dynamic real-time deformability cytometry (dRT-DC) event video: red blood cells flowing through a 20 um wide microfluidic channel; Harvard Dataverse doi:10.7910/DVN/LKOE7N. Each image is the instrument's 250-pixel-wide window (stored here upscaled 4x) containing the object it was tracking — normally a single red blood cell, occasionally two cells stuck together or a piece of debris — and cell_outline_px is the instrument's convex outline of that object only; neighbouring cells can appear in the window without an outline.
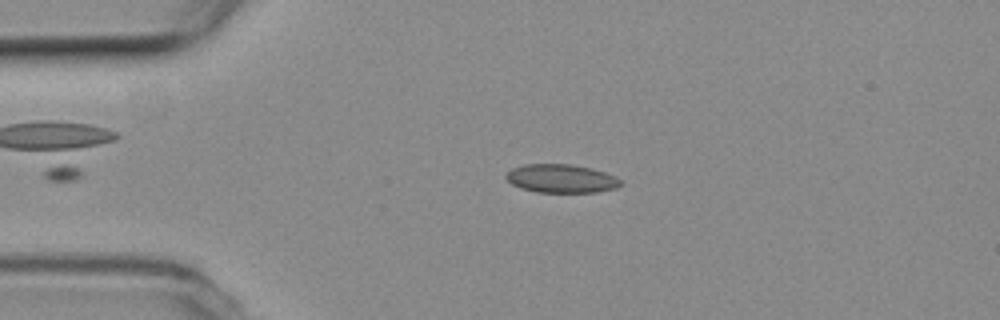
{"species": "common noctule bat (a hibernating species)", "species_latin": "Nyctalus noctula", "temperature_condition": "room temperature", "stored_images_in_passage": 43, "camera_frame_rate_fps": 3000, "um_per_image_px": 0.085, "animal": {"sex": "female", "body_mass_g": 19.3, "forearm_length_mm": 54.1}, "frame": {"image": 1, "passage_image": 4, "time_ms": 1.0, "image_size_px": [1000, 320], "cell_outline_px": [[620, 184], [616, 188], [596, 192], [536, 192], [520, 188], [512, 184], [504, 176], [512, 168], [524, 164], [572, 164], [604, 172], [616, 176], [620, 180]], "centroid_in_image_um": [47.67, 15.18], "position_along_channel_um": 37.3, "area_um2": 18.9}}
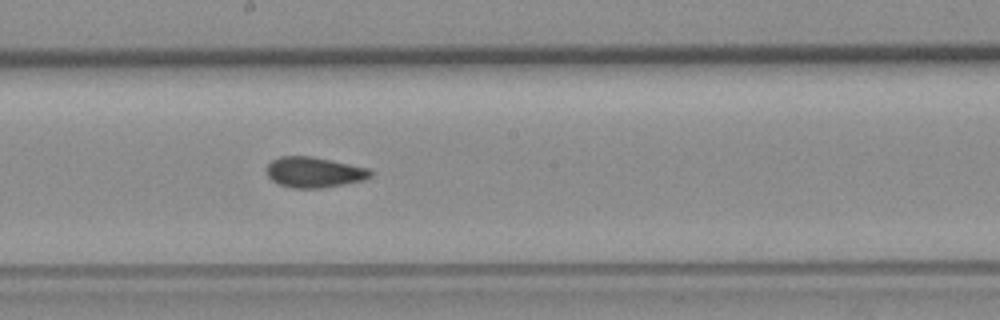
{"frame": {"image": 2, "passage_image": 21, "time_ms": 6.667, "image_size_px": [1000, 320], "cell_outline_px": [[372, 176], [364, 180], [324, 188], [292, 188], [280, 184], [272, 180], [268, 176], [268, 164], [272, 160], [280, 156], [312, 156], [368, 168], [372, 172]], "centroid_in_image_um": [26.72, 14.64], "position_along_channel_um": 221.5, "area_um2": 18.38}}
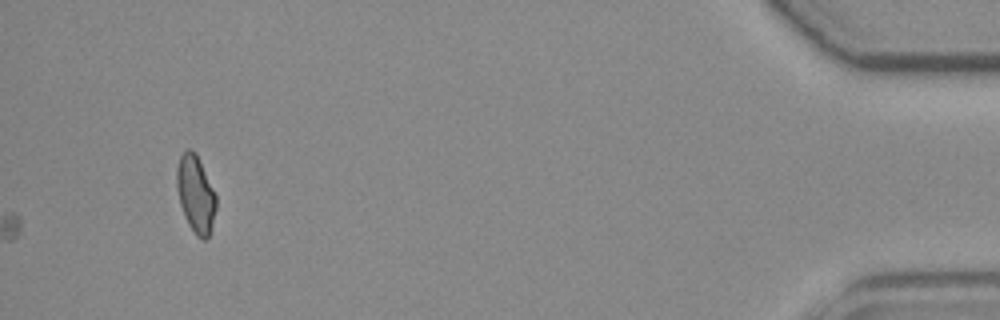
{"frame": {"image": 3, "passage_image": 43, "time_ms": 14.0, "image_size_px": [1000, 320], "cell_outline_px": [[216, 208], [212, 224], [208, 236], [204, 240], [200, 240], [196, 236], [188, 224], [184, 216], [180, 204], [176, 188], [176, 168], [180, 156], [188, 148], [196, 152], [216, 196]], "centroid_in_image_um": [16.61, 16.5], "position_along_channel_um": 418.6, "area_um2": 17.69}, "authors_computed_cell_mechanics": {"area_um2": 18.3804, "velocity_mm_per_s": 3.7823, "shape_relaxation_time_tau1_ms": null, "shape_relaxation_time_tau2_ms": 2.4936, "deformation_change_tau1": null, "deformation_change_tau2": 0.0709}}